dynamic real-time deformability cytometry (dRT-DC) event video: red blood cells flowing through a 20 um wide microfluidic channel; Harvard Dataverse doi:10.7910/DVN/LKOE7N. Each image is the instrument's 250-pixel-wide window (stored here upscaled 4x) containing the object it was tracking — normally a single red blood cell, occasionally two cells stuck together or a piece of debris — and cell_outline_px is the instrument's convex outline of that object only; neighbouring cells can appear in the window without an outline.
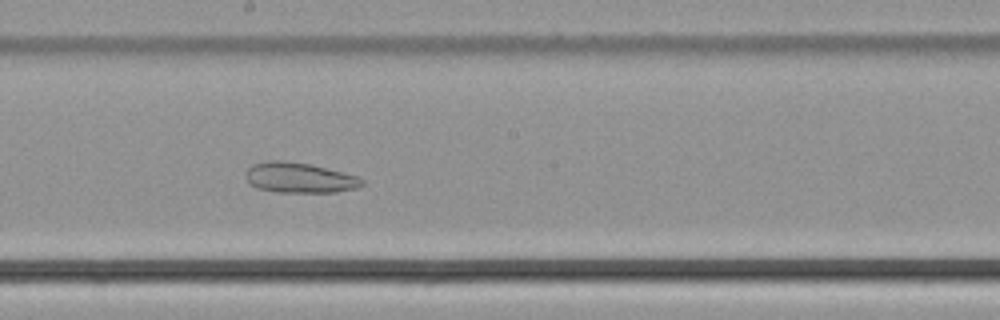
{"species": "common noctule bat (a hibernating species)", "species_latin": "Nyctalus noctula", "temperature_condition": "cold", "stored_images_in_passage": 51, "camera_frame_rate_fps": 3000, "um_per_image_px": 0.085, "animal": {"sex": "male", "body_mass_g": 21.5, "forearm_length_mm": 52.0}, "frame": {"image": 1, "passage_image": 28, "time_ms": 9.0, "image_size_px": [1000, 320], "cell_outline_px": [[364, 184], [356, 188], [336, 192], [276, 192], [256, 188], [248, 184], [244, 176], [244, 172], [252, 164], [268, 160], [280, 160], [308, 164], [356, 176], [364, 180]], "centroid_in_image_um": [25.36, 15.11], "position_along_channel_um": 222.8, "area_um2": 20.52}}
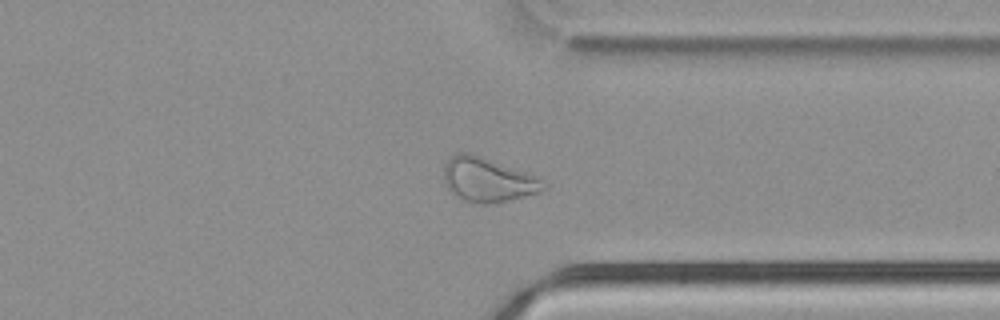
{"frame": {"image": 2, "passage_image": 39, "time_ms": 12.667, "image_size_px": [1000, 320], "cell_outline_px": [[548, 188], [540, 192], [496, 204], [476, 204], [460, 200], [448, 188], [444, 180], [444, 164], [456, 152], [468, 152], [480, 156], [532, 176], [548, 184]], "centroid_in_image_um": [41.42, 15.32], "position_along_channel_um": 370.0, "area_um2": 25.49}}
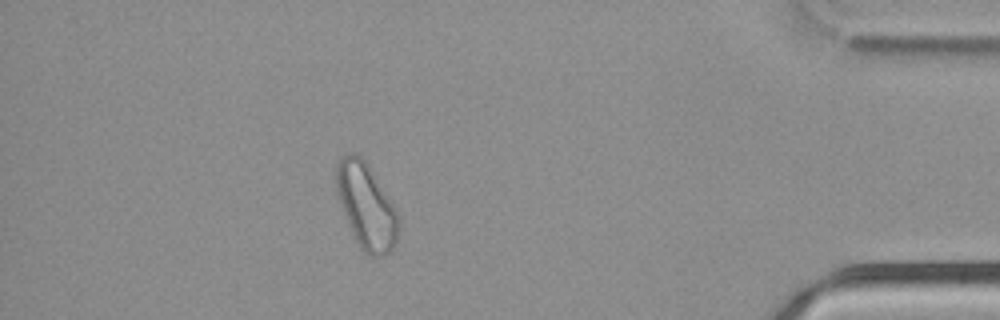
{"frame": {"image": 3, "passage_image": 45, "time_ms": 14.667, "image_size_px": [1000, 320], "cell_outline_px": [[400, 228], [396, 244], [384, 256], [368, 256], [360, 248], [352, 236], [336, 192], [336, 164], [348, 152], [356, 152], [368, 164], [392, 204], [400, 220]], "centroid_in_image_um": [31.12, 17.55], "position_along_channel_um": 404.1, "area_um2": 31.04}}